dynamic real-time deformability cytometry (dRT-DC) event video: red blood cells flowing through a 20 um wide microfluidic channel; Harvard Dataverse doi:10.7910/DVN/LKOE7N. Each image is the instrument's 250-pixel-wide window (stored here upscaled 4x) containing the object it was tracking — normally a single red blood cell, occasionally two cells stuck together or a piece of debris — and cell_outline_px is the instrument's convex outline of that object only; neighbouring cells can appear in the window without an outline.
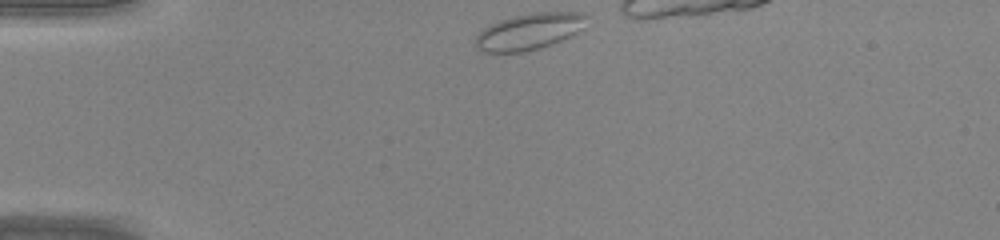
{"species": "common noctule bat (a hibernating species)", "species_latin": "Nyctalus noctula", "temperature_condition": "warm", "stored_images_in_passage": 11, "camera_frame_rate_fps": 3000, "um_per_image_px": 0.085, "animal": {"sex": "male", "body_mass_g": 20.0, "forearm_length_mm": 53.3}, "frame": {"image": 1, "passage_image": 1, "time_ms": 0.0, "image_size_px": [1000, 240], "cell_outline_px": [[588, 16], [580, 28], [576, 32], [552, 44], [540, 48], [524, 52], [484, 52], [476, 48], [476, 36], [484, 28], [500, 20], [512, 16], [528, 12], [584, 12]], "centroid_in_image_um": [44.96, 2.67], "position_along_channel_um": 40.0, "area_um2": 23.35}}
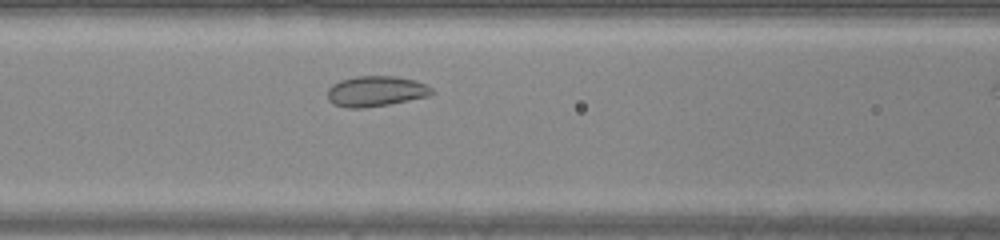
{"frame": {"image": 2, "passage_image": 10, "time_ms": 3.0, "image_size_px": [1000, 240], "cell_outline_px": [[436, 92], [428, 96], [388, 104], [364, 108], [344, 108], [332, 104], [328, 100], [328, 88], [332, 84], [340, 80], [356, 76], [396, 76], [416, 80], [428, 84]], "centroid_in_image_um": [31.95, 7.75], "position_along_channel_um": 134.7, "area_um2": 18.79}}